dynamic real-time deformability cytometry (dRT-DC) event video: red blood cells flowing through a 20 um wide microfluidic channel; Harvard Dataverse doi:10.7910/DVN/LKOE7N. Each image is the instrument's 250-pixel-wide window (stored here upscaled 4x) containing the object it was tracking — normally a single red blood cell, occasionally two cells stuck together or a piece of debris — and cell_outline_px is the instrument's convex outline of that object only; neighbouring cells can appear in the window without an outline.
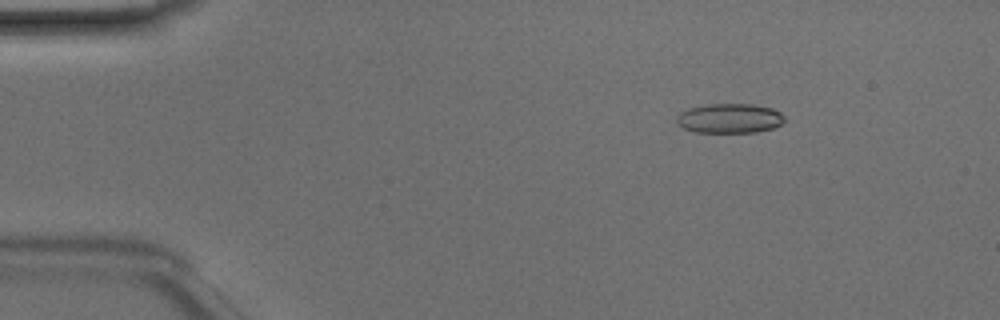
{"species": "Egyptian fruit bat (a non-hibernating species)", "species_latin": "Rousettus aegyptiacus", "temperature_condition": "room temperature", "stored_images_in_passage": 49, "camera_frame_rate_fps": 3000, "um_per_image_px": 0.085, "animal": {"sex": "male"}, "frame": {"image": 1, "passage_image": 7, "time_ms": 2.0, "image_size_px": [1000, 320], "cell_outline_px": [[784, 120], [780, 124], [772, 128], [756, 132], [696, 132], [684, 128], [676, 124], [676, 116], [680, 112], [688, 108], [704, 104], [752, 104], [772, 108], [780, 112], [784, 116]], "centroid_in_image_um": [61.97, 10.05], "position_along_channel_um": 23.0, "area_um2": 18.67}}
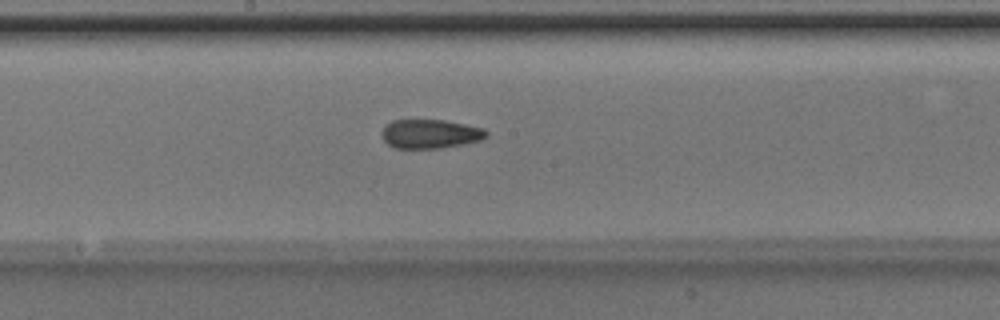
{"frame": {"image": 2, "passage_image": 26, "time_ms": 8.333, "image_size_px": [1000, 320], "cell_outline_px": [[488, 136], [480, 140], [464, 144], [440, 148], [396, 148], [388, 144], [384, 140], [380, 132], [384, 124], [392, 120], [444, 120], [484, 128], [488, 132]], "centroid_in_image_um": [36.55, 11.37], "position_along_channel_um": 211.7, "area_um2": 17.8}}
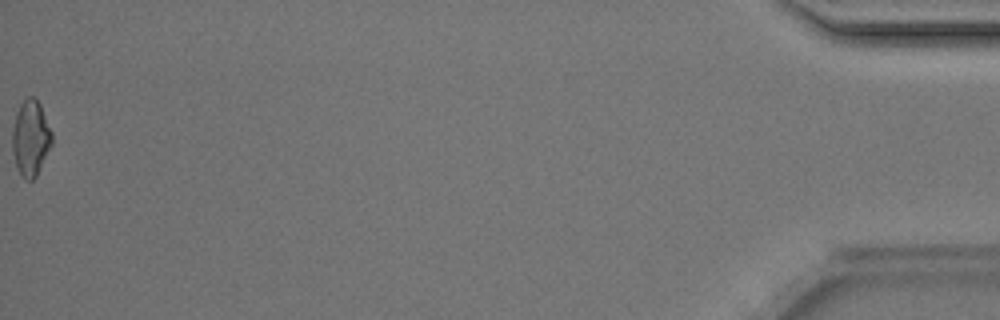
{"frame": {"image": 3, "passage_image": 49, "time_ms": 16.0, "image_size_px": [1000, 320], "cell_outline_px": [[52, 144], [36, 176], [32, 180], [24, 180], [16, 164], [12, 152], [12, 128], [16, 112], [20, 104], [28, 96], [32, 96], [40, 104], [52, 132]], "centroid_in_image_um": [2.59, 11.73], "position_along_channel_um": 432.6, "area_um2": 17.4}, "authors_computed_cell_mechanics": {"area_um2": 17.6868, "velocity_mm_per_s": 4.1934, "shape_relaxation_time_tau1_ms": null, "shape_relaxation_time_tau2_ms": 3.7826, "deformation_change_tau1": null, "deformation_change_tau2": 0.1185}}